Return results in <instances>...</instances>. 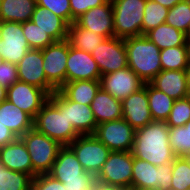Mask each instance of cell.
<instances>
[{
	"label": "cell",
	"instance_id": "obj_48",
	"mask_svg": "<svg viewBox=\"0 0 190 190\" xmlns=\"http://www.w3.org/2000/svg\"><path fill=\"white\" fill-rule=\"evenodd\" d=\"M187 72V89H188V97H190V65L186 70Z\"/></svg>",
	"mask_w": 190,
	"mask_h": 190
},
{
	"label": "cell",
	"instance_id": "obj_13",
	"mask_svg": "<svg viewBox=\"0 0 190 190\" xmlns=\"http://www.w3.org/2000/svg\"><path fill=\"white\" fill-rule=\"evenodd\" d=\"M6 99L34 119L49 99V94L43 89L18 80L7 88Z\"/></svg>",
	"mask_w": 190,
	"mask_h": 190
},
{
	"label": "cell",
	"instance_id": "obj_41",
	"mask_svg": "<svg viewBox=\"0 0 190 190\" xmlns=\"http://www.w3.org/2000/svg\"><path fill=\"white\" fill-rule=\"evenodd\" d=\"M108 0H70L71 24L89 9L100 6Z\"/></svg>",
	"mask_w": 190,
	"mask_h": 190
},
{
	"label": "cell",
	"instance_id": "obj_4",
	"mask_svg": "<svg viewBox=\"0 0 190 190\" xmlns=\"http://www.w3.org/2000/svg\"><path fill=\"white\" fill-rule=\"evenodd\" d=\"M26 145L33 166V178L51 171L62 145L34 128L20 137Z\"/></svg>",
	"mask_w": 190,
	"mask_h": 190
},
{
	"label": "cell",
	"instance_id": "obj_8",
	"mask_svg": "<svg viewBox=\"0 0 190 190\" xmlns=\"http://www.w3.org/2000/svg\"><path fill=\"white\" fill-rule=\"evenodd\" d=\"M133 155L131 151H111L96 181L123 189L131 188Z\"/></svg>",
	"mask_w": 190,
	"mask_h": 190
},
{
	"label": "cell",
	"instance_id": "obj_6",
	"mask_svg": "<svg viewBox=\"0 0 190 190\" xmlns=\"http://www.w3.org/2000/svg\"><path fill=\"white\" fill-rule=\"evenodd\" d=\"M173 162L155 166L133 156L131 187L137 189L159 188L170 190Z\"/></svg>",
	"mask_w": 190,
	"mask_h": 190
},
{
	"label": "cell",
	"instance_id": "obj_35",
	"mask_svg": "<svg viewBox=\"0 0 190 190\" xmlns=\"http://www.w3.org/2000/svg\"><path fill=\"white\" fill-rule=\"evenodd\" d=\"M165 23L187 34L190 25V0H182L170 8Z\"/></svg>",
	"mask_w": 190,
	"mask_h": 190
},
{
	"label": "cell",
	"instance_id": "obj_25",
	"mask_svg": "<svg viewBox=\"0 0 190 190\" xmlns=\"http://www.w3.org/2000/svg\"><path fill=\"white\" fill-rule=\"evenodd\" d=\"M31 20L55 41L67 39L68 24L55 13L36 5Z\"/></svg>",
	"mask_w": 190,
	"mask_h": 190
},
{
	"label": "cell",
	"instance_id": "obj_15",
	"mask_svg": "<svg viewBox=\"0 0 190 190\" xmlns=\"http://www.w3.org/2000/svg\"><path fill=\"white\" fill-rule=\"evenodd\" d=\"M19 81L45 90L49 95L56 89L47 81L43 68V56L40 49H29L17 64Z\"/></svg>",
	"mask_w": 190,
	"mask_h": 190
},
{
	"label": "cell",
	"instance_id": "obj_24",
	"mask_svg": "<svg viewBox=\"0 0 190 190\" xmlns=\"http://www.w3.org/2000/svg\"><path fill=\"white\" fill-rule=\"evenodd\" d=\"M91 110L98 124L122 118V102L101 88L96 93Z\"/></svg>",
	"mask_w": 190,
	"mask_h": 190
},
{
	"label": "cell",
	"instance_id": "obj_33",
	"mask_svg": "<svg viewBox=\"0 0 190 190\" xmlns=\"http://www.w3.org/2000/svg\"><path fill=\"white\" fill-rule=\"evenodd\" d=\"M168 10V8L157 2L146 0L144 17L142 21V35H145L150 30L164 24L167 18Z\"/></svg>",
	"mask_w": 190,
	"mask_h": 190
},
{
	"label": "cell",
	"instance_id": "obj_42",
	"mask_svg": "<svg viewBox=\"0 0 190 190\" xmlns=\"http://www.w3.org/2000/svg\"><path fill=\"white\" fill-rule=\"evenodd\" d=\"M18 80L17 65L3 61L0 64V85L8 88Z\"/></svg>",
	"mask_w": 190,
	"mask_h": 190
},
{
	"label": "cell",
	"instance_id": "obj_40",
	"mask_svg": "<svg viewBox=\"0 0 190 190\" xmlns=\"http://www.w3.org/2000/svg\"><path fill=\"white\" fill-rule=\"evenodd\" d=\"M30 190H66L63 183L51 175L38 174L32 179Z\"/></svg>",
	"mask_w": 190,
	"mask_h": 190
},
{
	"label": "cell",
	"instance_id": "obj_16",
	"mask_svg": "<svg viewBox=\"0 0 190 190\" xmlns=\"http://www.w3.org/2000/svg\"><path fill=\"white\" fill-rule=\"evenodd\" d=\"M100 77V69L92 54L70 46L68 42L66 82L100 80Z\"/></svg>",
	"mask_w": 190,
	"mask_h": 190
},
{
	"label": "cell",
	"instance_id": "obj_26",
	"mask_svg": "<svg viewBox=\"0 0 190 190\" xmlns=\"http://www.w3.org/2000/svg\"><path fill=\"white\" fill-rule=\"evenodd\" d=\"M99 89V80H79L66 82L59 91L71 101L91 105Z\"/></svg>",
	"mask_w": 190,
	"mask_h": 190
},
{
	"label": "cell",
	"instance_id": "obj_29",
	"mask_svg": "<svg viewBox=\"0 0 190 190\" xmlns=\"http://www.w3.org/2000/svg\"><path fill=\"white\" fill-rule=\"evenodd\" d=\"M104 39V36L80 27L76 22L68 26L67 40L69 45L87 53H92Z\"/></svg>",
	"mask_w": 190,
	"mask_h": 190
},
{
	"label": "cell",
	"instance_id": "obj_32",
	"mask_svg": "<svg viewBox=\"0 0 190 190\" xmlns=\"http://www.w3.org/2000/svg\"><path fill=\"white\" fill-rule=\"evenodd\" d=\"M32 177L19 171H12L0 162V190H30Z\"/></svg>",
	"mask_w": 190,
	"mask_h": 190
},
{
	"label": "cell",
	"instance_id": "obj_10",
	"mask_svg": "<svg viewBox=\"0 0 190 190\" xmlns=\"http://www.w3.org/2000/svg\"><path fill=\"white\" fill-rule=\"evenodd\" d=\"M29 49L22 23L0 21V54L4 62L17 65Z\"/></svg>",
	"mask_w": 190,
	"mask_h": 190
},
{
	"label": "cell",
	"instance_id": "obj_2",
	"mask_svg": "<svg viewBox=\"0 0 190 190\" xmlns=\"http://www.w3.org/2000/svg\"><path fill=\"white\" fill-rule=\"evenodd\" d=\"M33 128L62 146L69 145L79 136L66 118V97L59 90L49 95L33 120Z\"/></svg>",
	"mask_w": 190,
	"mask_h": 190
},
{
	"label": "cell",
	"instance_id": "obj_23",
	"mask_svg": "<svg viewBox=\"0 0 190 190\" xmlns=\"http://www.w3.org/2000/svg\"><path fill=\"white\" fill-rule=\"evenodd\" d=\"M66 118L79 135H93L97 123L90 105H84L66 98Z\"/></svg>",
	"mask_w": 190,
	"mask_h": 190
},
{
	"label": "cell",
	"instance_id": "obj_43",
	"mask_svg": "<svg viewBox=\"0 0 190 190\" xmlns=\"http://www.w3.org/2000/svg\"><path fill=\"white\" fill-rule=\"evenodd\" d=\"M58 181L63 183L66 190H92L97 182L94 175H81V179Z\"/></svg>",
	"mask_w": 190,
	"mask_h": 190
},
{
	"label": "cell",
	"instance_id": "obj_34",
	"mask_svg": "<svg viewBox=\"0 0 190 190\" xmlns=\"http://www.w3.org/2000/svg\"><path fill=\"white\" fill-rule=\"evenodd\" d=\"M168 137L175 156L190 155V120L184 126L169 127Z\"/></svg>",
	"mask_w": 190,
	"mask_h": 190
},
{
	"label": "cell",
	"instance_id": "obj_47",
	"mask_svg": "<svg viewBox=\"0 0 190 190\" xmlns=\"http://www.w3.org/2000/svg\"><path fill=\"white\" fill-rule=\"evenodd\" d=\"M7 88H0V103L6 100Z\"/></svg>",
	"mask_w": 190,
	"mask_h": 190
},
{
	"label": "cell",
	"instance_id": "obj_51",
	"mask_svg": "<svg viewBox=\"0 0 190 190\" xmlns=\"http://www.w3.org/2000/svg\"><path fill=\"white\" fill-rule=\"evenodd\" d=\"M3 62L2 56L0 54V64Z\"/></svg>",
	"mask_w": 190,
	"mask_h": 190
},
{
	"label": "cell",
	"instance_id": "obj_38",
	"mask_svg": "<svg viewBox=\"0 0 190 190\" xmlns=\"http://www.w3.org/2000/svg\"><path fill=\"white\" fill-rule=\"evenodd\" d=\"M190 120V97L174 101L169 118L168 127L184 126Z\"/></svg>",
	"mask_w": 190,
	"mask_h": 190
},
{
	"label": "cell",
	"instance_id": "obj_49",
	"mask_svg": "<svg viewBox=\"0 0 190 190\" xmlns=\"http://www.w3.org/2000/svg\"><path fill=\"white\" fill-rule=\"evenodd\" d=\"M128 190H161L159 188H145V189H137V188H129Z\"/></svg>",
	"mask_w": 190,
	"mask_h": 190
},
{
	"label": "cell",
	"instance_id": "obj_11",
	"mask_svg": "<svg viewBox=\"0 0 190 190\" xmlns=\"http://www.w3.org/2000/svg\"><path fill=\"white\" fill-rule=\"evenodd\" d=\"M98 64L101 76L128 67L124 39L105 38L91 53Z\"/></svg>",
	"mask_w": 190,
	"mask_h": 190
},
{
	"label": "cell",
	"instance_id": "obj_45",
	"mask_svg": "<svg viewBox=\"0 0 190 190\" xmlns=\"http://www.w3.org/2000/svg\"><path fill=\"white\" fill-rule=\"evenodd\" d=\"M92 190H127V189H123V188L115 187V186H108V185H104L99 182H96Z\"/></svg>",
	"mask_w": 190,
	"mask_h": 190
},
{
	"label": "cell",
	"instance_id": "obj_50",
	"mask_svg": "<svg viewBox=\"0 0 190 190\" xmlns=\"http://www.w3.org/2000/svg\"><path fill=\"white\" fill-rule=\"evenodd\" d=\"M186 38H187V41L190 43V25H189V28L187 30Z\"/></svg>",
	"mask_w": 190,
	"mask_h": 190
},
{
	"label": "cell",
	"instance_id": "obj_12",
	"mask_svg": "<svg viewBox=\"0 0 190 190\" xmlns=\"http://www.w3.org/2000/svg\"><path fill=\"white\" fill-rule=\"evenodd\" d=\"M43 68L47 81L59 90L66 83L68 40L55 41L42 49Z\"/></svg>",
	"mask_w": 190,
	"mask_h": 190
},
{
	"label": "cell",
	"instance_id": "obj_20",
	"mask_svg": "<svg viewBox=\"0 0 190 190\" xmlns=\"http://www.w3.org/2000/svg\"><path fill=\"white\" fill-rule=\"evenodd\" d=\"M48 174L56 180L81 179V175H92L84 171L81 163L68 145L60 148L53 167Z\"/></svg>",
	"mask_w": 190,
	"mask_h": 190
},
{
	"label": "cell",
	"instance_id": "obj_46",
	"mask_svg": "<svg viewBox=\"0 0 190 190\" xmlns=\"http://www.w3.org/2000/svg\"><path fill=\"white\" fill-rule=\"evenodd\" d=\"M152 1L157 2V3L161 4V5H163L164 7L170 9L174 5L181 2L182 0H152Z\"/></svg>",
	"mask_w": 190,
	"mask_h": 190
},
{
	"label": "cell",
	"instance_id": "obj_44",
	"mask_svg": "<svg viewBox=\"0 0 190 190\" xmlns=\"http://www.w3.org/2000/svg\"><path fill=\"white\" fill-rule=\"evenodd\" d=\"M16 138L17 136L0 122V147L13 142Z\"/></svg>",
	"mask_w": 190,
	"mask_h": 190
},
{
	"label": "cell",
	"instance_id": "obj_5",
	"mask_svg": "<svg viewBox=\"0 0 190 190\" xmlns=\"http://www.w3.org/2000/svg\"><path fill=\"white\" fill-rule=\"evenodd\" d=\"M115 37L126 39L142 36L146 0H111Z\"/></svg>",
	"mask_w": 190,
	"mask_h": 190
},
{
	"label": "cell",
	"instance_id": "obj_18",
	"mask_svg": "<svg viewBox=\"0 0 190 190\" xmlns=\"http://www.w3.org/2000/svg\"><path fill=\"white\" fill-rule=\"evenodd\" d=\"M122 118L135 130L153 121L146 90V83L138 91L132 93L122 101Z\"/></svg>",
	"mask_w": 190,
	"mask_h": 190
},
{
	"label": "cell",
	"instance_id": "obj_52",
	"mask_svg": "<svg viewBox=\"0 0 190 190\" xmlns=\"http://www.w3.org/2000/svg\"><path fill=\"white\" fill-rule=\"evenodd\" d=\"M2 1H3V0H0V11H1V4H2Z\"/></svg>",
	"mask_w": 190,
	"mask_h": 190
},
{
	"label": "cell",
	"instance_id": "obj_27",
	"mask_svg": "<svg viewBox=\"0 0 190 190\" xmlns=\"http://www.w3.org/2000/svg\"><path fill=\"white\" fill-rule=\"evenodd\" d=\"M145 36L160 50L177 46H190L185 33L166 23L150 30Z\"/></svg>",
	"mask_w": 190,
	"mask_h": 190
},
{
	"label": "cell",
	"instance_id": "obj_37",
	"mask_svg": "<svg viewBox=\"0 0 190 190\" xmlns=\"http://www.w3.org/2000/svg\"><path fill=\"white\" fill-rule=\"evenodd\" d=\"M22 30L30 49L42 50L55 42L50 35L41 30L32 20L22 23Z\"/></svg>",
	"mask_w": 190,
	"mask_h": 190
},
{
	"label": "cell",
	"instance_id": "obj_31",
	"mask_svg": "<svg viewBox=\"0 0 190 190\" xmlns=\"http://www.w3.org/2000/svg\"><path fill=\"white\" fill-rule=\"evenodd\" d=\"M162 70H187L190 65V46H177L160 51Z\"/></svg>",
	"mask_w": 190,
	"mask_h": 190
},
{
	"label": "cell",
	"instance_id": "obj_28",
	"mask_svg": "<svg viewBox=\"0 0 190 190\" xmlns=\"http://www.w3.org/2000/svg\"><path fill=\"white\" fill-rule=\"evenodd\" d=\"M36 0H3L0 21L24 23L31 20L36 8Z\"/></svg>",
	"mask_w": 190,
	"mask_h": 190
},
{
	"label": "cell",
	"instance_id": "obj_39",
	"mask_svg": "<svg viewBox=\"0 0 190 190\" xmlns=\"http://www.w3.org/2000/svg\"><path fill=\"white\" fill-rule=\"evenodd\" d=\"M36 3L61 17L68 25L71 24L70 0H36Z\"/></svg>",
	"mask_w": 190,
	"mask_h": 190
},
{
	"label": "cell",
	"instance_id": "obj_1",
	"mask_svg": "<svg viewBox=\"0 0 190 190\" xmlns=\"http://www.w3.org/2000/svg\"><path fill=\"white\" fill-rule=\"evenodd\" d=\"M168 136L167 122L153 120L135 130L131 154L155 166L173 162L176 156L172 151Z\"/></svg>",
	"mask_w": 190,
	"mask_h": 190
},
{
	"label": "cell",
	"instance_id": "obj_3",
	"mask_svg": "<svg viewBox=\"0 0 190 190\" xmlns=\"http://www.w3.org/2000/svg\"><path fill=\"white\" fill-rule=\"evenodd\" d=\"M128 67L144 83H150L162 71L160 49L145 35L124 39Z\"/></svg>",
	"mask_w": 190,
	"mask_h": 190
},
{
	"label": "cell",
	"instance_id": "obj_7",
	"mask_svg": "<svg viewBox=\"0 0 190 190\" xmlns=\"http://www.w3.org/2000/svg\"><path fill=\"white\" fill-rule=\"evenodd\" d=\"M85 172L97 176L111 150L94 135H79L68 145Z\"/></svg>",
	"mask_w": 190,
	"mask_h": 190
},
{
	"label": "cell",
	"instance_id": "obj_30",
	"mask_svg": "<svg viewBox=\"0 0 190 190\" xmlns=\"http://www.w3.org/2000/svg\"><path fill=\"white\" fill-rule=\"evenodd\" d=\"M146 90L152 119L166 121L169 118L175 100L155 88L151 83H146Z\"/></svg>",
	"mask_w": 190,
	"mask_h": 190
},
{
	"label": "cell",
	"instance_id": "obj_14",
	"mask_svg": "<svg viewBox=\"0 0 190 190\" xmlns=\"http://www.w3.org/2000/svg\"><path fill=\"white\" fill-rule=\"evenodd\" d=\"M100 88L118 100H123L144 86V82L129 67L100 77Z\"/></svg>",
	"mask_w": 190,
	"mask_h": 190
},
{
	"label": "cell",
	"instance_id": "obj_9",
	"mask_svg": "<svg viewBox=\"0 0 190 190\" xmlns=\"http://www.w3.org/2000/svg\"><path fill=\"white\" fill-rule=\"evenodd\" d=\"M93 135L111 151H131L135 129L121 118L98 124Z\"/></svg>",
	"mask_w": 190,
	"mask_h": 190
},
{
	"label": "cell",
	"instance_id": "obj_21",
	"mask_svg": "<svg viewBox=\"0 0 190 190\" xmlns=\"http://www.w3.org/2000/svg\"><path fill=\"white\" fill-rule=\"evenodd\" d=\"M150 83L174 100L188 97L186 70H162Z\"/></svg>",
	"mask_w": 190,
	"mask_h": 190
},
{
	"label": "cell",
	"instance_id": "obj_36",
	"mask_svg": "<svg viewBox=\"0 0 190 190\" xmlns=\"http://www.w3.org/2000/svg\"><path fill=\"white\" fill-rule=\"evenodd\" d=\"M172 190H190V164L188 156H176L173 161Z\"/></svg>",
	"mask_w": 190,
	"mask_h": 190
},
{
	"label": "cell",
	"instance_id": "obj_22",
	"mask_svg": "<svg viewBox=\"0 0 190 190\" xmlns=\"http://www.w3.org/2000/svg\"><path fill=\"white\" fill-rule=\"evenodd\" d=\"M33 118L7 99L0 103V122L17 137L33 129Z\"/></svg>",
	"mask_w": 190,
	"mask_h": 190
},
{
	"label": "cell",
	"instance_id": "obj_19",
	"mask_svg": "<svg viewBox=\"0 0 190 190\" xmlns=\"http://www.w3.org/2000/svg\"><path fill=\"white\" fill-rule=\"evenodd\" d=\"M0 162L12 171L24 172L33 178V166L30 155L20 137L0 147Z\"/></svg>",
	"mask_w": 190,
	"mask_h": 190
},
{
	"label": "cell",
	"instance_id": "obj_17",
	"mask_svg": "<svg viewBox=\"0 0 190 190\" xmlns=\"http://www.w3.org/2000/svg\"><path fill=\"white\" fill-rule=\"evenodd\" d=\"M75 22L80 27L93 31L105 38L115 36L112 1L108 0L100 6L89 9L77 18Z\"/></svg>",
	"mask_w": 190,
	"mask_h": 190
}]
</instances>
